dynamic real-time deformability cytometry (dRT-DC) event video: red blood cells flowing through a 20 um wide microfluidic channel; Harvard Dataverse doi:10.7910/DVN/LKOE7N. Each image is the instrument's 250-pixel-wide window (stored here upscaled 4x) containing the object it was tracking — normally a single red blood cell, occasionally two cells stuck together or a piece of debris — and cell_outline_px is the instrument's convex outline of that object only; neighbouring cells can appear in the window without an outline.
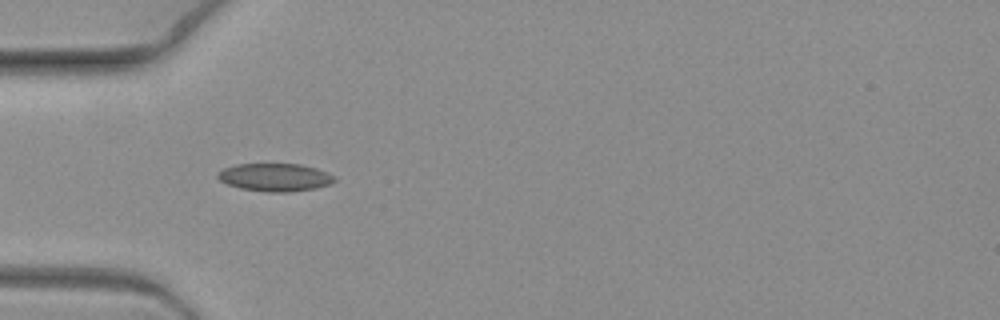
{"species": "common noctule bat (a hibernating species)", "species_latin": "Nyctalus noctula", "temperature_condition": "warm", "stored_images_in_passage": 6, "camera_frame_rate_fps": 3000, "um_per_image_px": 0.085, "animal": {"sex": "female", "body_mass_g": 19.3, "forearm_length_mm": 54.1}, "frame": {"image": 1, "passage_image": 5, "time_ms": 1.333, "image_size_px": [1000, 320], "cell_outline_px": [[336, 180], [332, 184], [316, 188], [292, 192], [268, 192], [240, 188], [228, 184], [220, 180], [216, 176], [216, 172], [224, 168], [236, 164], [300, 164], [316, 168], [328, 172], [336, 176]], "centroid_in_image_um": [23.41, 15.07], "position_along_channel_um": 61.6, "area_um2": 19.19}}